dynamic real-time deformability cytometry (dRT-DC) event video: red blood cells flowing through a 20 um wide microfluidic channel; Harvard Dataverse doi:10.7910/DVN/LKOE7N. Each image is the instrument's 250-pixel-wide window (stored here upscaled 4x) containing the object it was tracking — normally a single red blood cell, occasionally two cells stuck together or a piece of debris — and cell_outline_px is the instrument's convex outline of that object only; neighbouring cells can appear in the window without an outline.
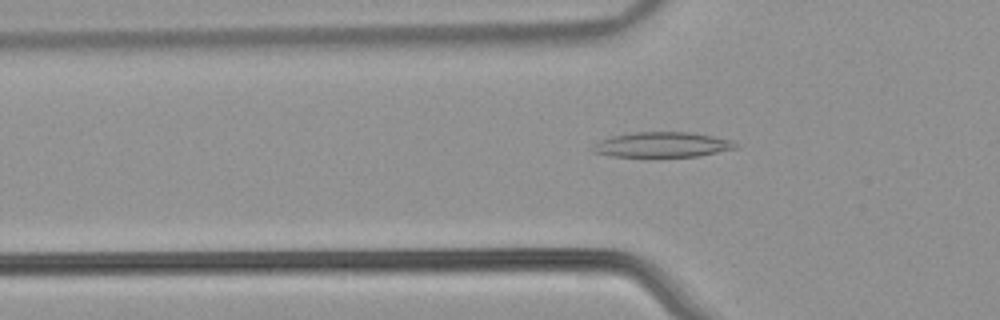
{"species": "common noctule bat (a hibernating species)", "species_latin": "Nyctalus noctula", "temperature_condition": "warm", "stored_images_in_passage": 39, "camera_frame_rate_fps": 3000, "um_per_image_px": 0.085, "animal": {"sex": "male", "body_mass_g": 21.5, "forearm_length_mm": 52.0}, "frame": {"image": 1, "passage_image": 9, "time_ms": 2.667, "image_size_px": [1000, 320], "cell_outline_px": [[736, 148], [700, 156], [612, 156], [592, 152], [592, 148], [600, 140], [612, 136], [636, 132], [688, 132], [712, 136], [728, 140], [736, 144]], "centroid_in_image_um": [56.26, 12.3], "position_along_channel_um": 69.5, "area_um2": 20.46}}
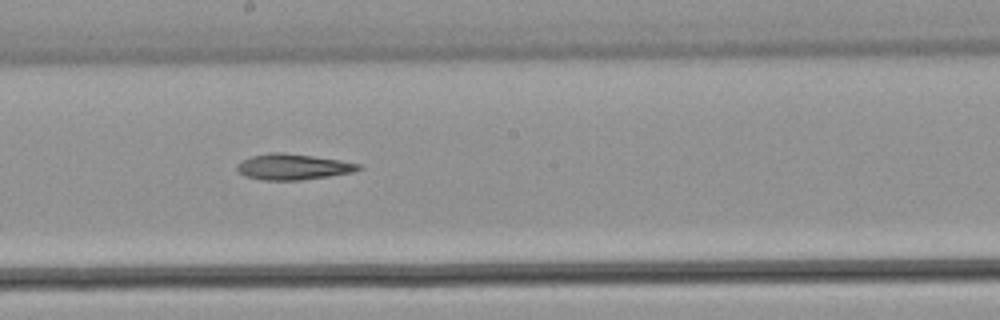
{"frame": {"image": 2, "passage_image": 21, "time_ms": 6.667, "image_size_px": [1000, 320], "cell_outline_px": [[364, 168], [352, 172], [328, 176], [300, 180], [264, 180], [244, 176], [236, 168], [236, 164], [252, 156], [268, 152], [280, 152], [312, 156], [340, 160], [360, 164]], "centroid_in_image_um": [24.9, 14.18], "position_along_channel_um": 223.3, "area_um2": 18.15}}
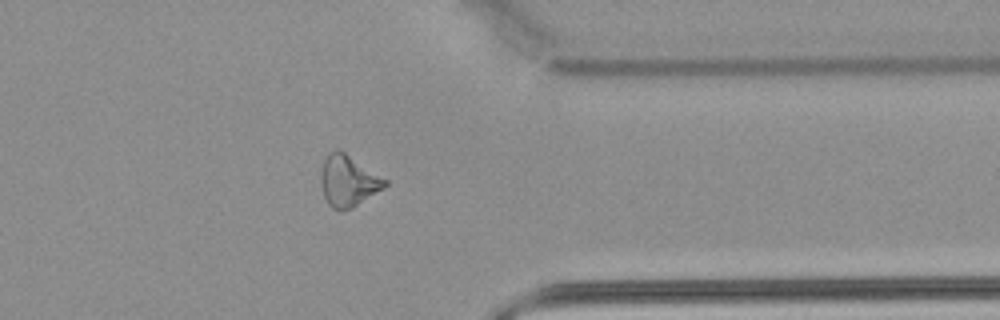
{"frame": {"image": 3, "passage_image": 34, "time_ms": 11.0, "image_size_px": [1000, 320], "cell_outline_px": [[388, 184], [384, 188], [352, 208], [340, 212], [332, 208], [328, 204], [324, 196], [320, 184], [320, 172], [324, 160], [328, 152], [336, 148], [344, 152], [388, 180]], "centroid_in_image_um": [29.57, 15.38], "position_along_channel_um": 381.8, "area_um2": 19.31}}